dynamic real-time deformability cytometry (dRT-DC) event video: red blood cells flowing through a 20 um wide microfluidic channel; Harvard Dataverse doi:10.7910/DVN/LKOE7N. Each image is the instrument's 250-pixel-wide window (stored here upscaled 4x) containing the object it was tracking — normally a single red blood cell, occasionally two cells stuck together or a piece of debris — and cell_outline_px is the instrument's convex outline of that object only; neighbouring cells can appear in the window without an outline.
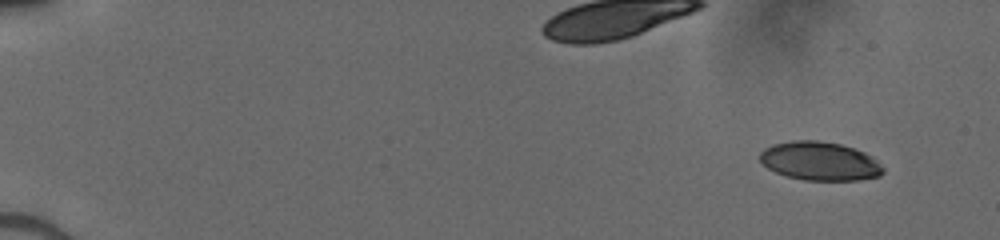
{"species": "human", "species_latin": "Homo sapiens", "temperature_condition": "cold", "stored_images_in_passage": 48, "camera_frame_rate_fps": 3000, "um_per_image_px": 0.085, "donor": {"sex": "male"}, "frame": {"image": 1, "passage_image": 1, "time_ms": 0.0, "image_size_px": [1000, 240], "cell_outline_px": [[884, 172], [880, 176], [860, 180], [804, 180], [788, 176], [776, 172], [768, 168], [760, 160], [760, 152], [764, 148], [772, 144], [792, 140], [816, 140], [840, 144], [864, 152], [872, 156], [884, 168]], "centroid_in_image_um": [69.69, 13.69], "position_along_channel_um": 15.3, "area_um2": 27.74}}
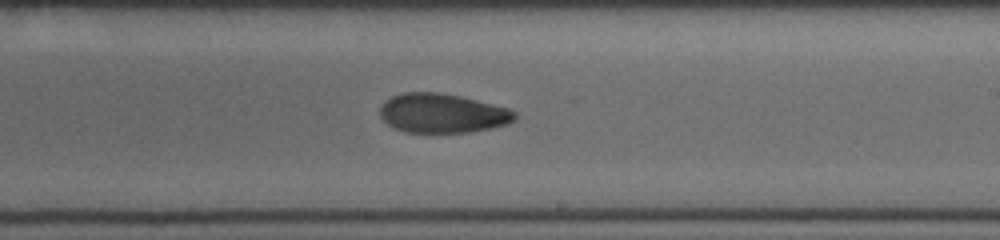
{"frame": {"image": 2, "passage_image": 30, "time_ms": 9.667, "image_size_px": [1000, 240], "cell_outline_px": [[516, 120], [508, 124], [492, 128], [468, 132], [404, 132], [392, 128], [380, 116], [380, 108], [384, 100], [392, 96], [404, 92], [436, 92], [460, 96], [508, 108], [516, 112]], "centroid_in_image_um": [37.59, 9.63], "position_along_channel_um": 251.4, "area_um2": 30.92}}
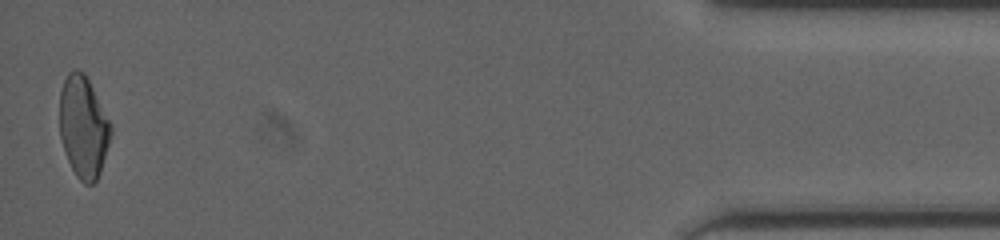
{"frame": {"image": 3, "passage_image": 48, "time_ms": 15.667, "image_size_px": [1000, 240], "cell_outline_px": [[112, 132], [100, 172], [96, 180], [92, 184], [84, 184], [76, 176], [68, 160], [60, 136], [60, 92], [64, 80], [68, 72], [72, 68], [76, 68], [84, 72], [112, 124]], "centroid_in_image_um": [7.09, 10.76], "position_along_channel_um": 428.1, "area_um2": 30.29}}